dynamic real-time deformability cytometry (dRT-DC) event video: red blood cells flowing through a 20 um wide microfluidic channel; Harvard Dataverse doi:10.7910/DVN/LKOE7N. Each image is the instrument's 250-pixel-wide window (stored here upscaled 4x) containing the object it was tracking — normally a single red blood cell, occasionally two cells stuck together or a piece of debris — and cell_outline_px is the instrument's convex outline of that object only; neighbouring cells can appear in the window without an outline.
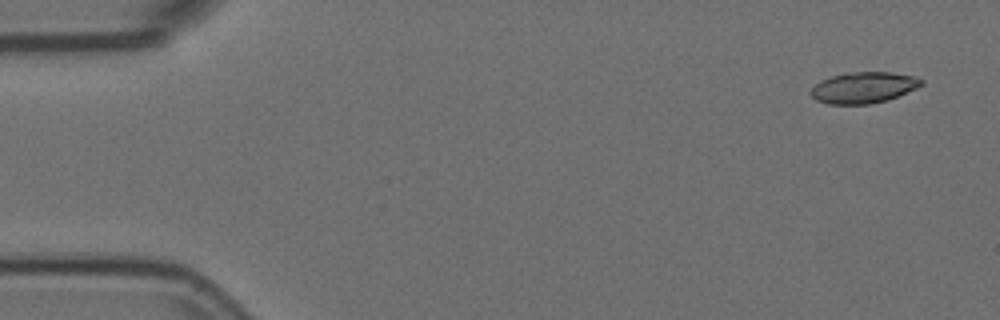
{"species": "Egyptian fruit bat (a non-hibernating species)", "species_latin": "Rousettus aegyptiacus", "temperature_condition": "room temperature", "stored_images_in_passage": 5, "camera_frame_rate_fps": 3000, "um_per_image_px": 0.085, "animal": {"sex": "female"}, "frame": {"image": 1, "passage_image": 1, "time_ms": 0.0, "image_size_px": [1000, 320], "cell_outline_px": [[924, 84], [916, 88], [888, 100], [868, 104], [828, 104], [816, 100], [808, 92], [820, 80], [832, 76], [848, 72], [888, 72], [912, 76], [924, 80]], "centroid_in_image_um": [73.38, 7.45], "position_along_channel_um": 11.6, "area_um2": 20.0}}
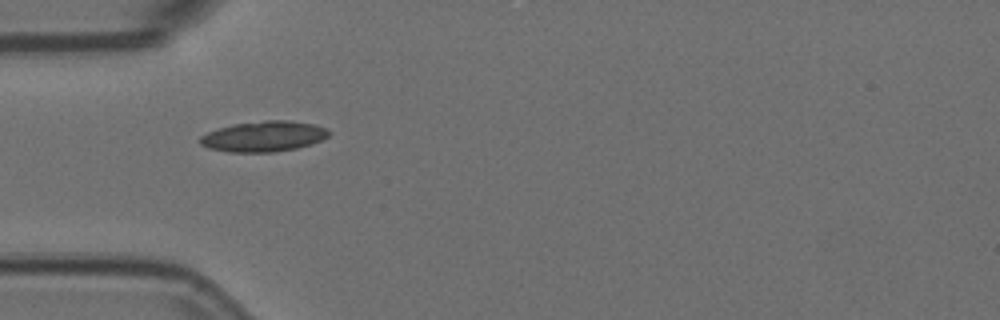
{"frame": {"image": 2, "passage_image": 4, "time_ms": 1.0, "image_size_px": [1000, 320], "cell_outline_px": [[332, 132], [328, 136], [312, 144], [296, 148], [272, 152], [228, 152], [208, 148], [200, 144], [200, 136], [208, 132], [232, 124], [264, 120], [288, 120], [312, 124], [328, 128]], "centroid_in_image_um": [22.43, 11.59], "position_along_channel_um": 62.6, "area_um2": 22.95}}
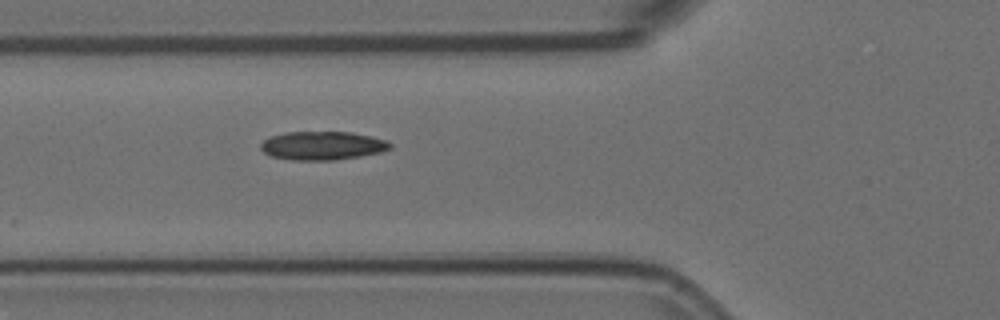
{"frame": {"image": 3, "passage_image": 5, "time_ms": 1.333, "image_size_px": [1000, 320], "cell_outline_px": [[392, 148], [380, 152], [360, 156], [336, 160], [292, 160], [272, 156], [264, 152], [260, 148], [260, 144], [264, 140], [272, 136], [288, 132], [352, 132], [372, 136], [388, 140], [392, 144]], "centroid_in_image_um": [27.45, 12.38], "position_along_channel_um": 98.3, "area_um2": 21.56}}